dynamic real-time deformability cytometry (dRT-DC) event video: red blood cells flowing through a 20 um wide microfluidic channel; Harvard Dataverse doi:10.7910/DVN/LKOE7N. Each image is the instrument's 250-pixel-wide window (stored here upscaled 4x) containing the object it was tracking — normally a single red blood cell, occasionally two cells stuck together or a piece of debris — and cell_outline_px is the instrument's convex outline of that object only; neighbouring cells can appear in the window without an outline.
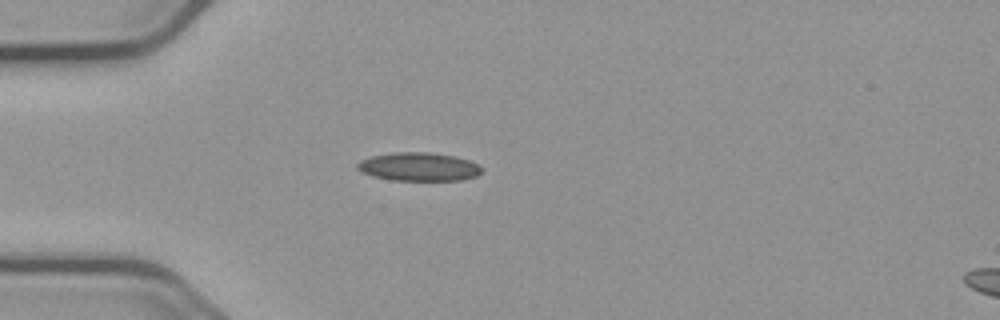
{"species": "common noctule bat (a hibernating species)", "species_latin": "Nyctalus noctula", "temperature_condition": "cold", "stored_images_in_passage": 48, "camera_frame_rate_fps": 3000, "um_per_image_px": 0.085, "animal": {"sex": "male", "body_mass_g": 23.1, "forearm_length_mm": 52.7}, "frame": {"image": 1, "passage_image": 11, "time_ms": 3.333, "image_size_px": [1000, 320], "cell_outline_px": [[484, 168], [476, 176], [460, 180], [392, 180], [376, 176], [364, 172], [356, 168], [356, 164], [360, 160], [372, 156], [392, 152], [432, 152], [456, 156], [480, 164]], "centroid_in_image_um": [35.64, 14.16], "position_along_channel_um": 49.4, "area_um2": 20.63}}
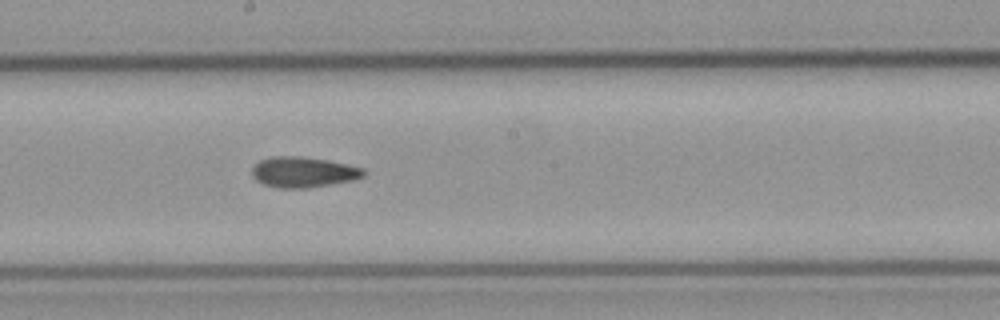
{"frame": {"image": 2, "passage_image": 26, "time_ms": 8.333, "image_size_px": [1000, 320], "cell_outline_px": [[364, 176], [352, 180], [308, 188], [280, 188], [264, 184], [256, 180], [252, 176], [252, 168], [260, 160], [272, 156], [300, 156], [328, 160], [364, 168]], "centroid_in_image_um": [25.76, 14.62], "position_along_channel_um": 222.4, "area_um2": 19.77}}
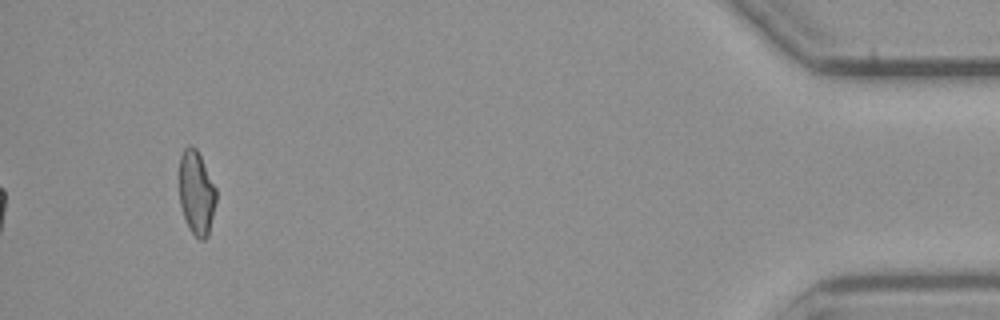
{"frame": {"image": 3, "passage_image": 48, "time_ms": 15.667, "image_size_px": [1000, 320], "cell_outline_px": [[216, 204], [208, 236], [204, 240], [200, 240], [188, 228], [180, 204], [180, 156], [184, 148], [188, 144], [196, 148], [216, 188]], "centroid_in_image_um": [16.7, 16.4], "position_along_channel_um": 418.5, "area_um2": 17.98}, "authors_computed_cell_mechanics": {"area_um2": 19.4786, "velocity_mm_per_s": 3.7109, "shape_relaxation_time_tau1_ms": null, "shape_relaxation_time_tau2_ms": 4.0946, "deformation_change_tau1": null, "deformation_change_tau2": 0.1064}}